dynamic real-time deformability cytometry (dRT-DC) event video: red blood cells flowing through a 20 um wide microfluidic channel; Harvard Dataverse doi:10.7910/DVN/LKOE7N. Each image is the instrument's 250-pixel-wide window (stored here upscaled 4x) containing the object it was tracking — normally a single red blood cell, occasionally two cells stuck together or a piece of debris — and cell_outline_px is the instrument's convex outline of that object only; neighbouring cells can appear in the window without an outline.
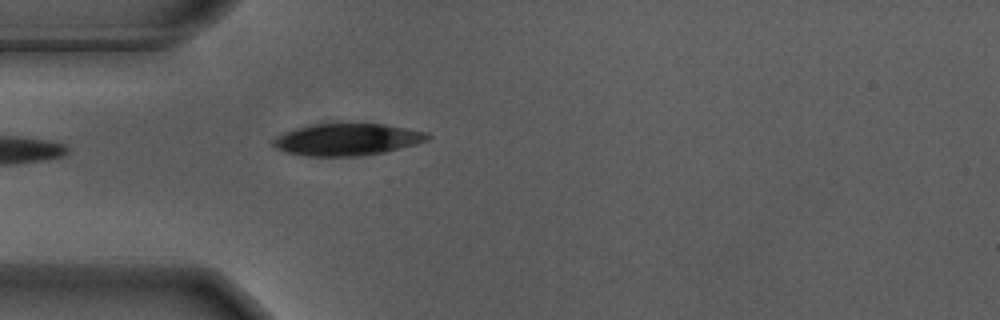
{"species": "Egyptian fruit bat (a non-hibernating species)", "species_latin": "Rousettus aegyptiacus", "temperature_condition": "warm", "stored_images_in_passage": 8, "camera_frame_rate_fps": 3000, "um_per_image_px": 0.085, "animal": {"sex": "male"}, "frame": {"image": 1, "passage_image": 1, "time_ms": 0.0, "image_size_px": [1000, 320], "cell_outline_px": [[432, 136], [428, 140], [416, 144], [384, 152], [360, 156], [300, 156], [284, 152], [276, 148], [272, 144], [272, 140], [276, 136], [284, 132], [296, 128], [312, 124], [384, 124], [428, 132]], "centroid_in_image_um": [29.48, 11.86], "position_along_channel_um": 55.5, "area_um2": 28.9}}
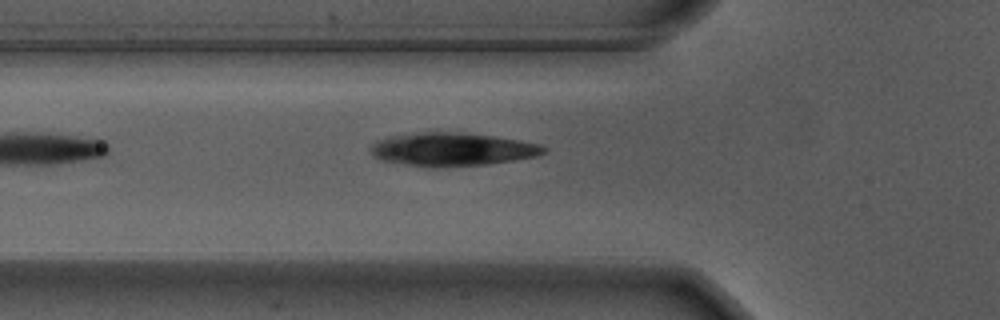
{"frame": {"image": 2, "passage_image": 4, "time_ms": 1.0, "image_size_px": [1000, 320], "cell_outline_px": [[548, 152], [536, 156], [488, 164], [408, 164], [380, 160], [372, 156], [368, 148], [376, 140], [388, 136], [424, 132], [460, 132], [492, 136], [520, 140], [540, 144], [548, 148]], "centroid_in_image_um": [38.44, 12.64], "position_along_channel_um": 87.4, "area_um2": 32.6}}